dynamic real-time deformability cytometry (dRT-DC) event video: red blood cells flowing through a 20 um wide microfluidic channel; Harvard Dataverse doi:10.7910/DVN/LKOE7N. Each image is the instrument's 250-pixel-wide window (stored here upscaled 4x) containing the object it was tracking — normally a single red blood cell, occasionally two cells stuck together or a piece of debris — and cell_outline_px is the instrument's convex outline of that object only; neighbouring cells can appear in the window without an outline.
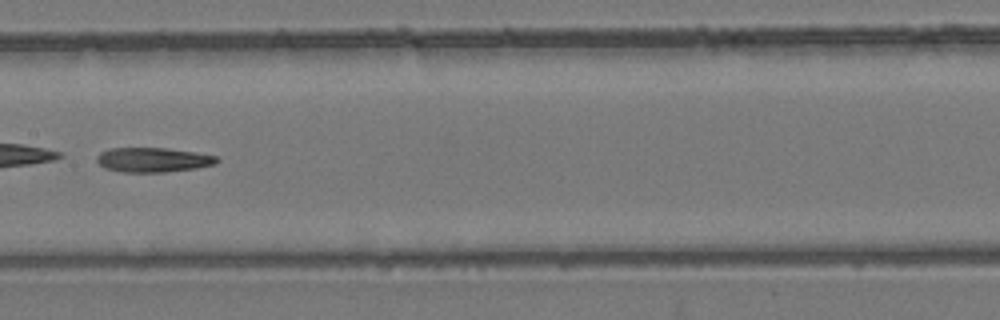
{"species": "common noctule bat (a hibernating species)", "species_latin": "Nyctalus noctula", "temperature_condition": "room temperature", "stored_images_in_passage": 35, "camera_frame_rate_fps": 3000, "um_per_image_px": 0.085, "animal": {"sex": "female", "body_mass_g": 24.6, "forearm_length_mm": 56.2}, "frame": {"image": 1, "passage_image": 11, "time_ms": 3.333, "image_size_px": [1000, 320], "cell_outline_px": [[220, 160], [216, 164], [196, 168], [164, 172], [120, 172], [104, 168], [96, 160], [96, 156], [100, 152], [108, 148], [164, 148], [196, 152], [216, 156]], "centroid_in_image_um": [12.99, 13.58], "position_along_channel_um": 194.4, "area_um2": 17.28}, "authors_computed_cell_mechanics": {"area_um2": 17.9758, "velocity_mm_per_s": 3.8648, "shape_relaxation_time_tau1_ms": null, "shape_relaxation_time_tau2_ms": 6.517, "deformation_change_tau1": null, "deformation_change_tau2": 0.1858}}